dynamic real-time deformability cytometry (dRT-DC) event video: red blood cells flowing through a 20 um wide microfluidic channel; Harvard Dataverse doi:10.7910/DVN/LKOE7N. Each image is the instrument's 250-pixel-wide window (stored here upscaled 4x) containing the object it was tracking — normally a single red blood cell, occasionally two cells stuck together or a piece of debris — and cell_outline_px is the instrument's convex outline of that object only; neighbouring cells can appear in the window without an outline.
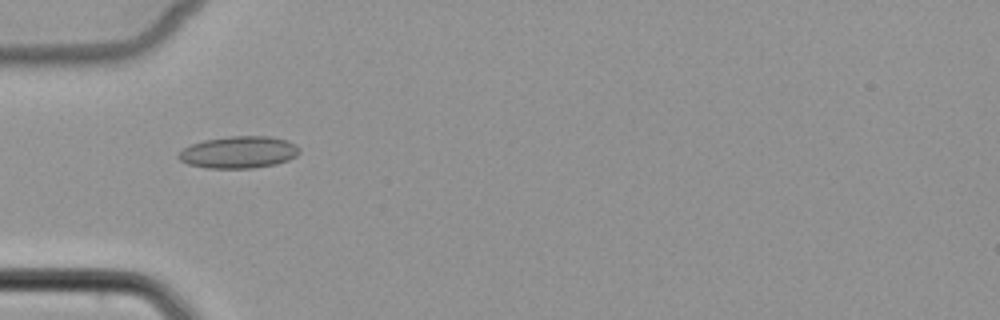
{"species": "common noctule bat (a hibernating species)", "species_latin": "Nyctalus noctula", "temperature_condition": "cold", "stored_images_in_passage": 45, "camera_frame_rate_fps": 3000, "um_per_image_px": 0.085, "animal": {"sex": "female", "body_mass_g": 22.7, "forearm_length_mm": 54.2}, "frame": {"image": 1, "passage_image": 10, "time_ms": 3.0, "image_size_px": [1000, 320], "cell_outline_px": [[300, 152], [296, 156], [288, 160], [276, 164], [252, 168], [208, 168], [188, 164], [180, 160], [176, 156], [184, 148], [192, 144], [204, 140], [228, 136], [268, 136], [288, 140], [296, 144], [300, 148]], "centroid_in_image_um": [20.32, 12.93], "position_along_channel_um": 64.7, "area_um2": 22.6}}
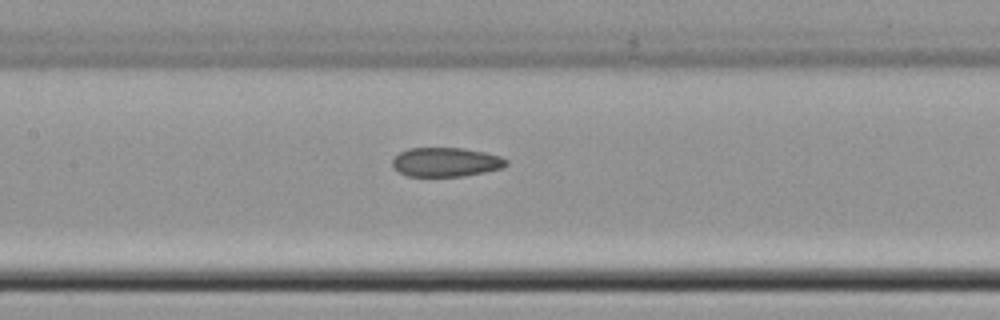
{"frame": {"image": 2, "passage_image": 18, "time_ms": 5.667, "image_size_px": [1000, 320], "cell_outline_px": [[508, 164], [504, 168], [464, 176], [408, 176], [400, 172], [392, 164], [392, 160], [400, 152], [408, 148], [464, 148], [484, 152], [500, 156], [508, 160]], "centroid_in_image_um": [37.94, 13.77], "position_along_channel_um": 169.5, "area_um2": 19.31}}
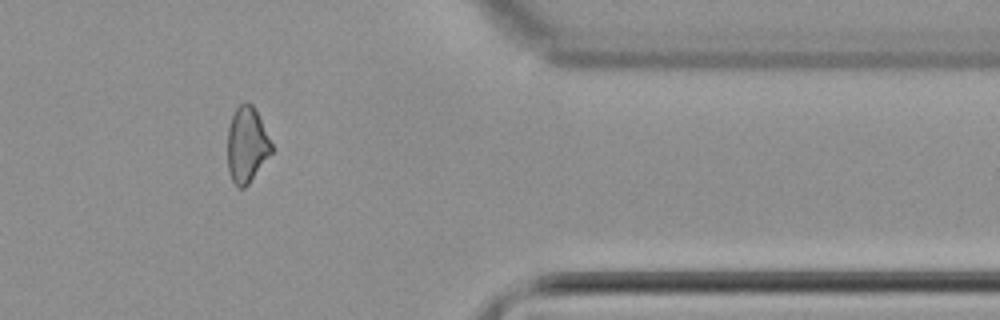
{"frame": {"image": 3, "passage_image": 36, "time_ms": 11.667, "image_size_px": [1000, 320], "cell_outline_px": [[272, 152], [248, 184], [244, 188], [236, 188], [232, 180], [228, 168], [228, 128], [232, 116], [236, 108], [240, 104], [248, 100], [252, 104], [272, 144]], "centroid_in_image_um": [20.96, 12.32], "position_along_channel_um": 390.4, "area_um2": 19.13}}